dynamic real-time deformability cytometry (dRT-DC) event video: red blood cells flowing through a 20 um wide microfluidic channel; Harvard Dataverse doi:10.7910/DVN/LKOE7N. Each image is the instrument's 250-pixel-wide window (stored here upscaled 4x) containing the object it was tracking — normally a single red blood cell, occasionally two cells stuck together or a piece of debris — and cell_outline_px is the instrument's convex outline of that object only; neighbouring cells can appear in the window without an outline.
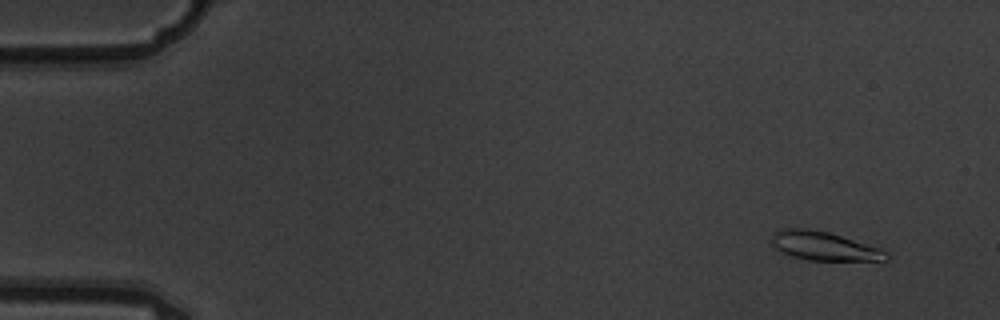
{"species": "common noctule bat (a hibernating species)", "species_latin": "Nyctalus noctula", "temperature_condition": "warm", "stored_images_in_passage": 7, "camera_frame_rate_fps": 3000, "um_per_image_px": 0.085, "animal": {"sex": "male", "body_mass_g": 19.5, "forearm_length_mm": 54.6}, "frame": {"image": 1, "passage_image": 1, "time_ms": 0.0, "image_size_px": [1000, 320], "cell_outline_px": [[892, 256], [888, 260], [808, 260], [792, 256], [776, 248], [772, 244], [772, 236], [780, 228], [800, 228], [828, 232], [880, 248], [888, 252]], "centroid_in_image_um": [70.08, 20.92], "position_along_channel_um": 14.9, "area_um2": 18.96}}
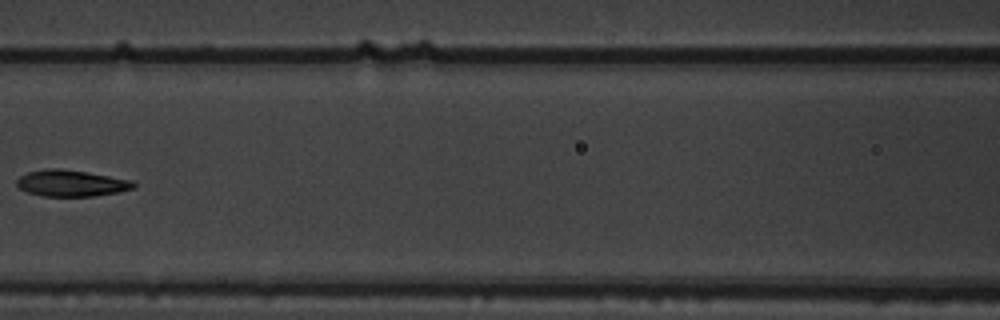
{"frame": {"image": 2, "passage_image": 7, "time_ms": 2.0, "image_size_px": [1000, 320], "cell_outline_px": [[136, 188], [116, 192], [92, 196], [40, 196], [28, 192], [20, 188], [16, 184], [16, 180], [20, 176], [28, 172], [44, 168], [60, 168], [88, 172], [132, 180], [136, 184]], "centroid_in_image_um": [6.04, 15.56], "position_along_channel_um": 160.6, "area_um2": 18.03}}